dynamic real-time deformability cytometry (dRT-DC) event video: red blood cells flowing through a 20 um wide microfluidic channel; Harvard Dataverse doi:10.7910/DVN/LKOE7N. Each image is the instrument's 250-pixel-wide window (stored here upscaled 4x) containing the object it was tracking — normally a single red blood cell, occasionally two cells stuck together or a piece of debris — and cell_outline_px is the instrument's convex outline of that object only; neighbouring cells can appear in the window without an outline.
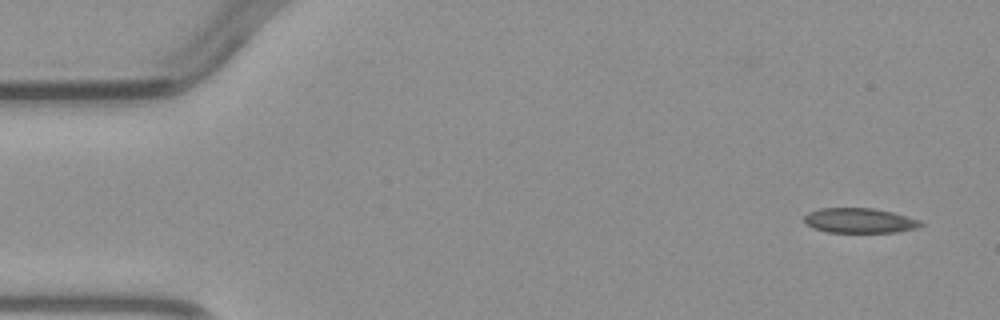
{"species": "common noctule bat (a hibernating species)", "species_latin": "Nyctalus noctula", "temperature_condition": "warm", "stored_images_in_passage": 3, "camera_frame_rate_fps": 3000, "um_per_image_px": 0.085, "animal": {"sex": "male", "body_mass_g": 23.1, "forearm_length_mm": 52.7}, "frame": {"image": 1, "passage_image": 1, "time_ms": 0.0, "image_size_px": [1000, 320], "cell_outline_px": [[924, 224], [916, 228], [900, 232], [828, 232], [812, 228], [804, 220], [804, 216], [808, 212], [820, 208], [872, 208], [892, 212], [920, 220]], "centroid_in_image_um": [73.06, 18.75], "position_along_channel_um": 11.9, "area_um2": 16.88}}